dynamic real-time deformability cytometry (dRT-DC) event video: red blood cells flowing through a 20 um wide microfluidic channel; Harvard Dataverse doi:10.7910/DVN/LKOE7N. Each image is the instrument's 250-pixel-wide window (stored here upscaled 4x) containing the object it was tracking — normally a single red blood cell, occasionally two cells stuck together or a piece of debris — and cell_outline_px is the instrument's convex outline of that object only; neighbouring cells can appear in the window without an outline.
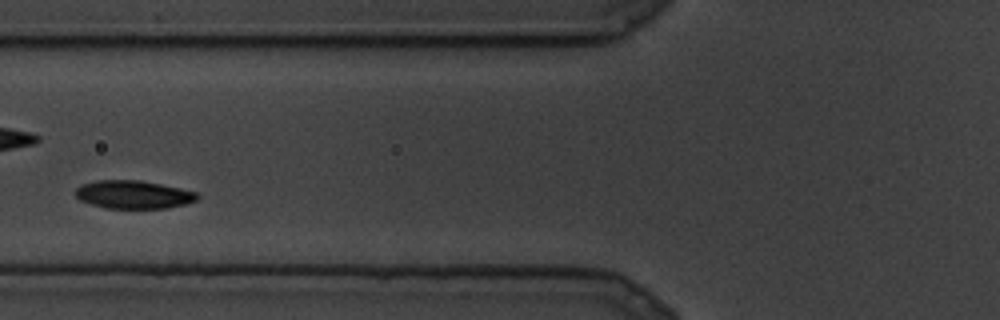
{"species": "common noctule bat (a hibernating species)", "species_latin": "Nyctalus noctula", "temperature_condition": "cold", "stored_images_in_passage": 18, "camera_frame_rate_fps": 3000, "um_per_image_px": 0.085, "animal": {"sex": "male", "body_mass_g": 19.5, "forearm_length_mm": 54.6}, "frame": {"image": 1, "passage_image": 3, "time_ms": 0.667, "image_size_px": [1000, 320], "cell_outline_px": [[200, 196], [196, 200], [184, 204], [168, 208], [104, 208], [80, 200], [76, 196], [76, 188], [80, 184], [96, 180], [140, 180], [180, 188], [196, 192]], "centroid_in_image_um": [11.32, 16.53], "position_along_channel_um": 114.5, "area_um2": 19.94}}
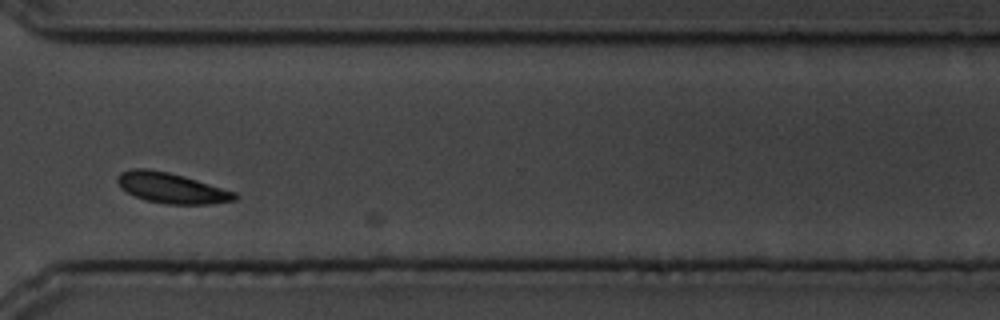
{"frame": {"image": 2, "passage_image": 13, "time_ms": 4.0, "image_size_px": [1000, 320], "cell_outline_px": [[240, 196], [236, 200], [208, 204], [168, 204], [148, 200], [136, 196], [120, 188], [116, 180], [120, 172], [132, 168], [148, 168], [168, 172], [184, 176], [236, 192]], "centroid_in_image_um": [14.58, 15.97], "position_along_channel_um": 356.0, "area_um2": 20.75}}